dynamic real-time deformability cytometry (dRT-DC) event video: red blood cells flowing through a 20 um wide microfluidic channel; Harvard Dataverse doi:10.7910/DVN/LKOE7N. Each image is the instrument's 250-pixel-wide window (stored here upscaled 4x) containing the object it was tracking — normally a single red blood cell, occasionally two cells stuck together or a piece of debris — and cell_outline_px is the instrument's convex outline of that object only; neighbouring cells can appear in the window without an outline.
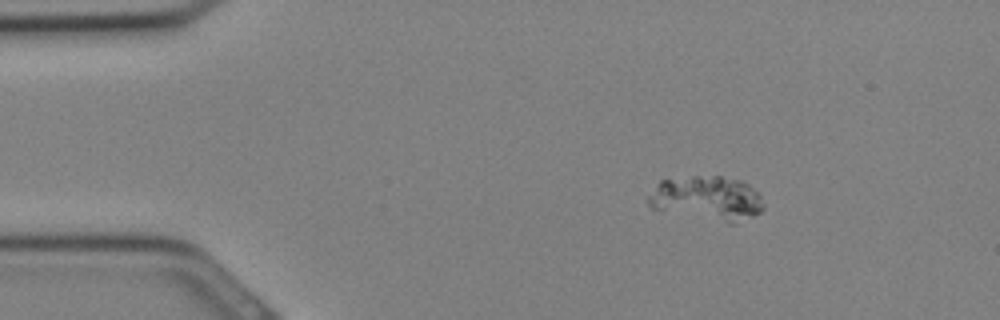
{"species": "Egyptian fruit bat (a non-hibernating species)", "species_latin": "Rousettus aegyptiacus", "temperature_condition": "cold", "stored_images_in_passage": 28, "camera_frame_rate_fps": 3000, "um_per_image_px": 0.085, "animal": {"sex": "female"}, "frame": {"image": 1, "passage_image": 1, "time_ms": 0.0, "image_size_px": [1000, 320], "cell_outline_px": [[764, 208], [760, 212], [752, 216], [732, 224], [728, 224], [652, 208], [648, 204], [648, 196], [660, 180], [692, 176], [720, 176], [740, 180], [748, 184], [760, 196], [764, 204]], "centroid_in_image_um": [60.1, 16.86], "position_along_channel_um": 24.9, "area_um2": 29.71}}
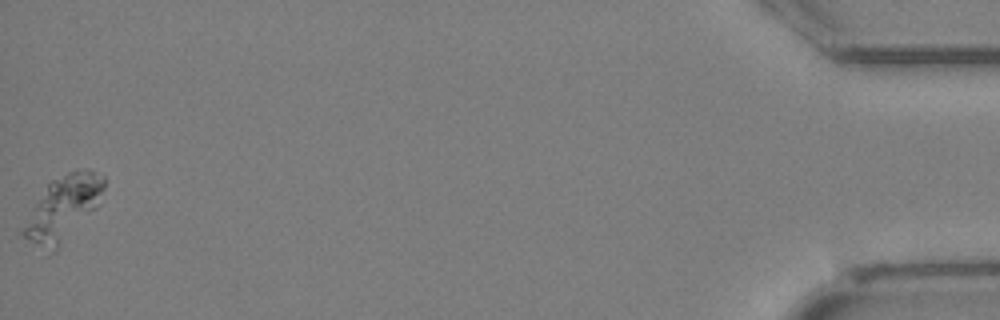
{"frame": {"image": 2, "passage_image": 28, "time_ms": 9.0, "image_size_px": [1000, 320], "cell_outline_px": [[104, 188], [96, 208], [52, 252], [44, 256], [20, 232], [36, 200], [48, 184], [52, 180], [68, 172], [88, 168], [104, 176]], "centroid_in_image_um": [5.32, 17.72], "position_along_channel_um": 429.9, "area_um2": 29.88}}